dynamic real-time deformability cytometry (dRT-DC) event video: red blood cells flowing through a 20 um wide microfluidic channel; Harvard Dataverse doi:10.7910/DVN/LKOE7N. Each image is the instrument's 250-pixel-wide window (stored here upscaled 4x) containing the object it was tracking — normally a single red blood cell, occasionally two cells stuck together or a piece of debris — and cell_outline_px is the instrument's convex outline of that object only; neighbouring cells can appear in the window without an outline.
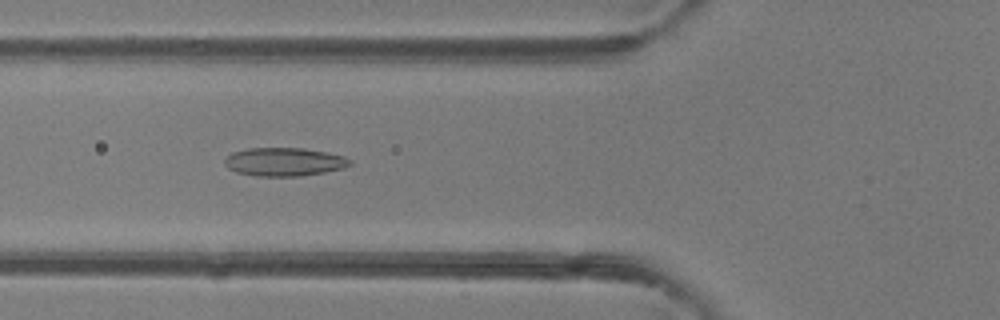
{"species": "common noctule bat (a hibernating species)", "species_latin": "Nyctalus noctula", "temperature_condition": "room temperature", "stored_images_in_passage": 7, "camera_frame_rate_fps": 3000, "um_per_image_px": 0.085, "animal": {"sex": "female"}, "frame": {"image": 1, "passage_image": 5, "time_ms": 1.333, "image_size_px": [1000, 320], "cell_outline_px": [[352, 164], [344, 168], [324, 172], [300, 176], [256, 176], [236, 172], [228, 168], [224, 164], [224, 160], [232, 152], [248, 148], [304, 148], [328, 152], [344, 156], [352, 160]], "centroid_in_image_um": [24.18, 13.75], "position_along_channel_um": 101.6, "area_um2": 20.87}}
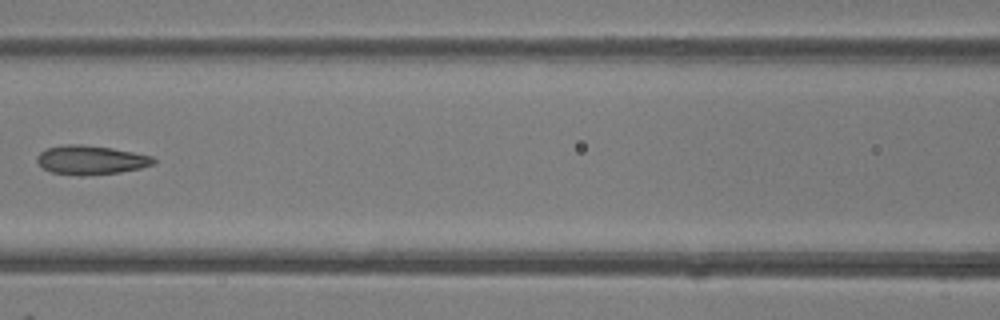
{"frame": {"image": 2, "passage_image": 6, "time_ms": 1.667, "image_size_px": [1000, 320], "cell_outline_px": [[156, 164], [140, 168], [120, 172], [80, 176], [52, 172], [44, 168], [36, 160], [36, 156], [40, 152], [48, 148], [68, 144], [84, 144], [112, 148], [152, 156], [156, 160]], "centroid_in_image_um": [7.74, 13.6], "position_along_channel_um": 158.9, "area_um2": 19.65}}
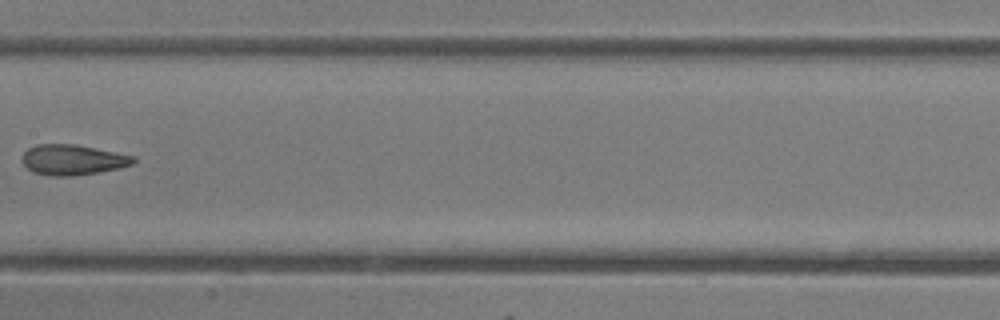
{"frame": {"image": 3, "passage_image": 7, "time_ms": 2.0, "image_size_px": [1000, 320], "cell_outline_px": [[136, 160], [132, 164], [120, 168], [72, 176], [52, 176], [32, 172], [24, 164], [24, 152], [28, 148], [36, 144], [76, 144], [136, 156]], "centroid_in_image_um": [6.2, 13.57], "position_along_channel_um": 201.2, "area_um2": 19.59}}